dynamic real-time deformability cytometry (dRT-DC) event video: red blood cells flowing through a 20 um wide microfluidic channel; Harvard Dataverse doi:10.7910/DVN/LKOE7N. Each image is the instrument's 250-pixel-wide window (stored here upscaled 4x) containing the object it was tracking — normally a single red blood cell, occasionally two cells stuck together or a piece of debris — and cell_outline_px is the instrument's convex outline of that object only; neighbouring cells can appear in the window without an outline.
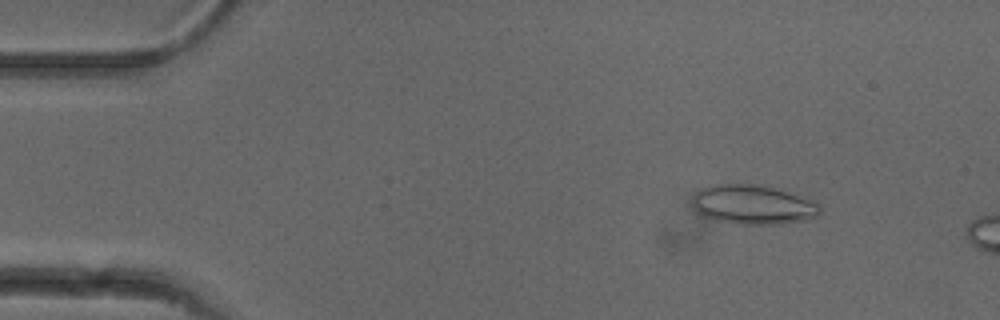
{"species": "common noctule bat (a hibernating species)", "species_latin": "Nyctalus noctula", "temperature_condition": "cold", "stored_images_in_passage": 12, "camera_frame_rate_fps": 3000, "um_per_image_px": 0.085, "animal": {"sex": "female"}, "frame": {"image": 1, "passage_image": 7, "time_ms": 2.0, "image_size_px": [1000, 320], "cell_outline_px": [[820, 212], [816, 216], [804, 220], [780, 224], [740, 224], [720, 220], [704, 216], [696, 212], [692, 208], [692, 196], [700, 188], [712, 184], [760, 184], [816, 200], [820, 204]], "centroid_in_image_um": [63.99, 17.38], "position_along_channel_um": 21.0, "area_um2": 29.48}}